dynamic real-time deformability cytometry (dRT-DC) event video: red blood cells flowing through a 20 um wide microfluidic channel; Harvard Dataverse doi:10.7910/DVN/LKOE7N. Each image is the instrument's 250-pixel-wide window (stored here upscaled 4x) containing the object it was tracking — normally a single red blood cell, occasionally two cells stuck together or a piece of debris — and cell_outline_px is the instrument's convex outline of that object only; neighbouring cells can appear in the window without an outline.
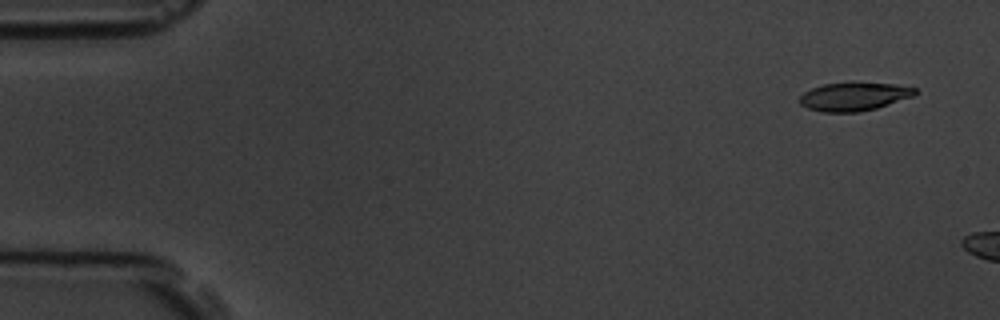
{"species": "common noctule bat (a hibernating species)", "species_latin": "Nyctalus noctula", "temperature_condition": "room temperature", "stored_images_in_passage": 3, "camera_frame_rate_fps": 3000, "um_per_image_px": 0.085, "animal": {"sex": "male", "body_mass_g": 19.5, "forearm_length_mm": 54.6}, "frame": {"image": 1, "passage_image": 1, "time_ms": 0.0, "image_size_px": [1000, 320], "cell_outline_px": [[916, 92], [912, 96], [876, 108], [860, 112], [824, 112], [808, 108], [800, 104], [800, 96], [804, 92], [812, 88], [824, 84], [852, 80], [892, 84], [916, 88]], "centroid_in_image_um": [72.56, 8.17], "position_along_channel_um": 12.4, "area_um2": 19.36}}